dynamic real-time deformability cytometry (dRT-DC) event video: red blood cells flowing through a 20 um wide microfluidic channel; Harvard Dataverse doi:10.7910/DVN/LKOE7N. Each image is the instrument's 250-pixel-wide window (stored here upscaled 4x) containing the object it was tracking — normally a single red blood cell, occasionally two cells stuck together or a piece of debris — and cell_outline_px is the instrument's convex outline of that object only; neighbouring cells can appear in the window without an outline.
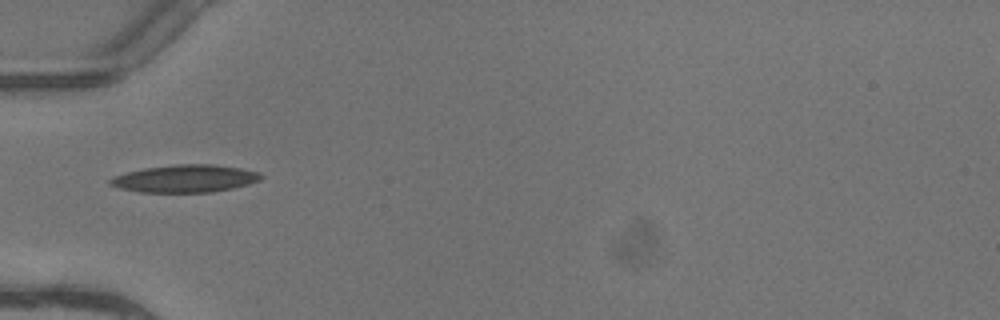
{"species": "common noctule bat (a hibernating species)", "species_latin": "Nyctalus noctula", "temperature_condition": "warm", "stored_images_in_passage": 3, "camera_frame_rate_fps": 3000, "um_per_image_px": 0.085, "animal": {"sex": "female"}, "frame": {"image": 1, "passage_image": 2, "time_ms": 0.333, "image_size_px": [1000, 320], "cell_outline_px": [[264, 176], [260, 180], [248, 184], [232, 188], [212, 192], [140, 192], [120, 188], [108, 184], [108, 180], [112, 176], [144, 168], [176, 164], [212, 164], [240, 168], [260, 172]], "centroid_in_image_um": [15.73, 15.17], "position_along_channel_um": 69.3, "area_um2": 24.22}}
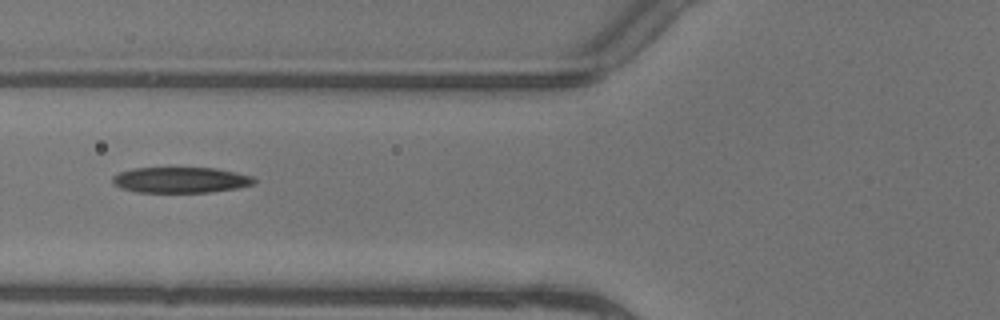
{"frame": {"image": 2, "passage_image": 3, "time_ms": 0.667, "image_size_px": [1000, 320], "cell_outline_px": [[256, 184], [240, 188], [212, 192], [136, 192], [120, 188], [112, 184], [112, 176], [120, 172], [132, 168], [216, 168], [236, 172], [252, 176], [256, 180]], "centroid_in_image_um": [15.37, 15.3], "position_along_channel_um": 110.4, "area_um2": 21.5}}